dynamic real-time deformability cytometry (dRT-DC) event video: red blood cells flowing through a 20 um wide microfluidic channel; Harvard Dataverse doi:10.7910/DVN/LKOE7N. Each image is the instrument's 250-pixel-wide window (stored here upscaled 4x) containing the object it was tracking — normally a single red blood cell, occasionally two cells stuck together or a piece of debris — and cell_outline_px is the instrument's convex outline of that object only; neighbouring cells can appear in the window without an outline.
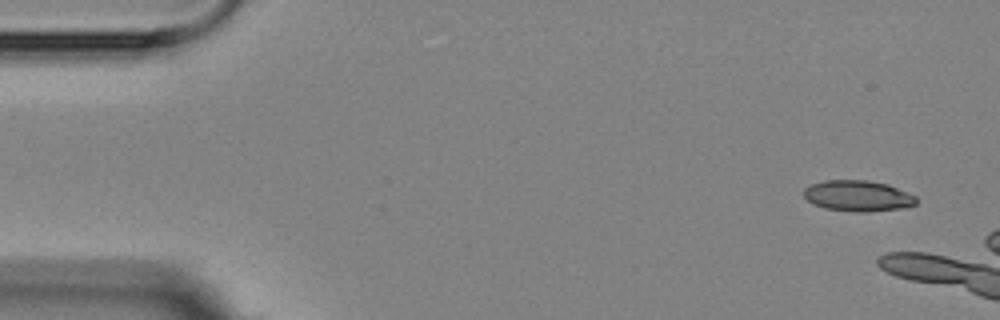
{"species": "Egyptian fruit bat (a non-hibernating species)", "species_latin": "Rousettus aegyptiacus", "temperature_condition": "room temperature", "stored_images_in_passage": 4, "camera_frame_rate_fps": 3000, "um_per_image_px": 0.085, "animal": {"sex": "female"}, "frame": {"image": 1, "passage_image": 1, "time_ms": 0.0, "image_size_px": [1000, 320], "cell_outline_px": [[916, 204], [904, 208], [868, 212], [852, 212], [824, 208], [812, 204], [804, 196], [804, 188], [812, 184], [824, 180], [868, 180], [888, 184], [916, 196]], "centroid_in_image_um": [72.91, 16.65], "position_along_channel_um": 12.1, "area_um2": 20.4}}